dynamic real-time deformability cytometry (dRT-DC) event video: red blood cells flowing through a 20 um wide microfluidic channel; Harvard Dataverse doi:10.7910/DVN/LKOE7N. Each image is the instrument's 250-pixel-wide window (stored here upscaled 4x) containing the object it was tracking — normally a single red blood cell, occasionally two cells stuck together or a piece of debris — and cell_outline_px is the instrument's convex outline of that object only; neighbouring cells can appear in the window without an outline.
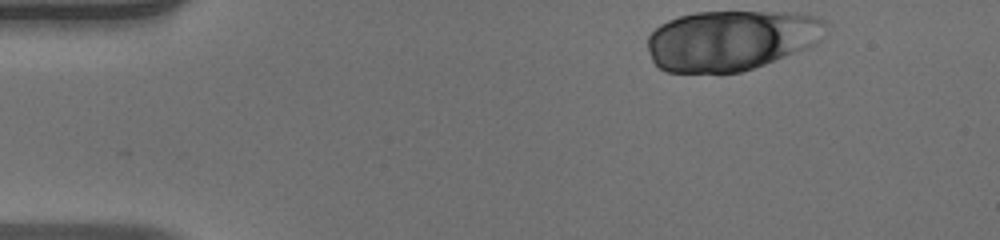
{"species": "human", "species_latin": "Homo sapiens", "temperature_condition": "warm", "stored_images_in_passage": 39, "camera_frame_rate_fps": 3000, "um_per_image_px": 0.085, "donor": {"sex": "male"}, "frame": {"image": 1, "passage_image": 1, "time_ms": 0.0, "image_size_px": [1000, 240], "cell_outline_px": [[832, 24], [820, 40], [816, 44], [808, 48], [764, 64], [740, 72], [668, 72], [660, 68], [652, 60], [648, 48], [648, 36], [660, 24], [668, 20], [680, 16], [696, 12], [796, 12], [816, 16]], "centroid_in_image_um": [62.2, 3.4], "position_along_channel_um": 22.8, "area_um2": 62.94}}